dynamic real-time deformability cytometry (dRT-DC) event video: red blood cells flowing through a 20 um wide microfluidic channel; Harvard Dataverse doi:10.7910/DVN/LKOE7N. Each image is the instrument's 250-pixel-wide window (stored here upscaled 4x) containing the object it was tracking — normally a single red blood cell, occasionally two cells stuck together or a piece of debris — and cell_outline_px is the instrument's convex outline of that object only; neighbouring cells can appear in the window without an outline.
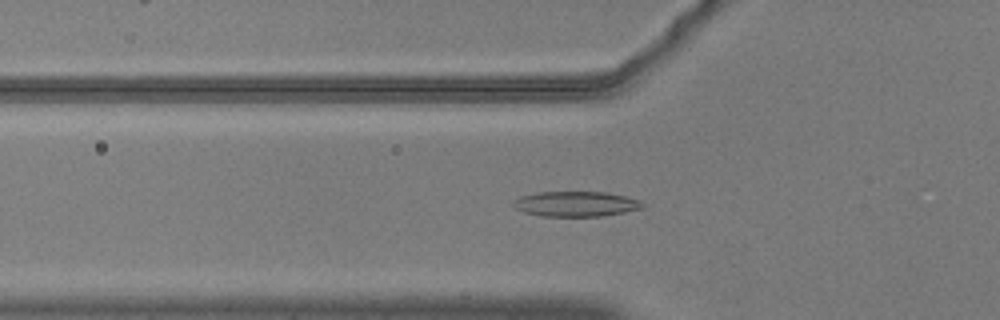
{"species": "common noctule bat (a hibernating species)", "species_latin": "Nyctalus noctula", "temperature_condition": "warm", "stored_images_in_passage": 56, "camera_frame_rate_fps": 3000, "um_per_image_px": 0.085, "animal": {"sex": "male", "body_mass_g": 20.5, "forearm_length_mm": 52.5}, "frame": {"image": 1, "passage_image": 20, "time_ms": 6.333, "image_size_px": [1000, 320], "cell_outline_px": [[644, 208], [604, 216], [540, 216], [524, 212], [516, 208], [512, 204], [512, 200], [520, 196], [540, 192], [604, 192], [624, 196], [640, 200], [644, 204]], "centroid_in_image_um": [48.94, 17.34], "position_along_channel_um": 76.9, "area_um2": 18.96}}
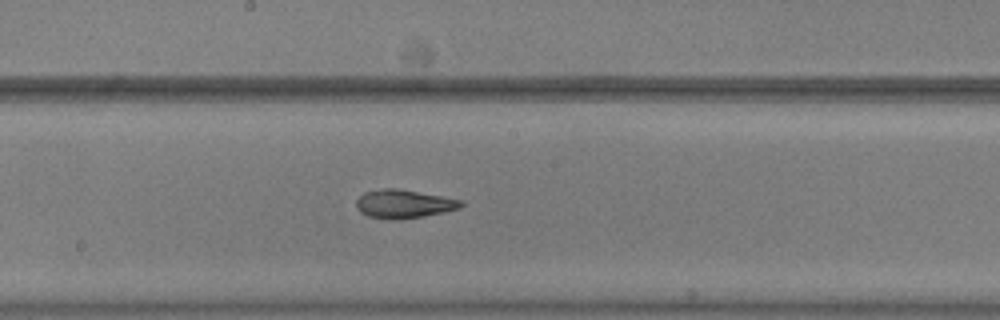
{"frame": {"image": 2, "passage_image": 31, "time_ms": 10.0, "image_size_px": [1000, 320], "cell_outline_px": [[464, 204], [460, 208], [444, 212], [424, 216], [400, 220], [392, 220], [368, 216], [360, 212], [356, 208], [356, 200], [364, 192], [380, 188], [400, 188], [444, 196], [464, 200]], "centroid_in_image_um": [34.34, 17.32], "position_along_channel_um": 213.9, "area_um2": 17.8}}
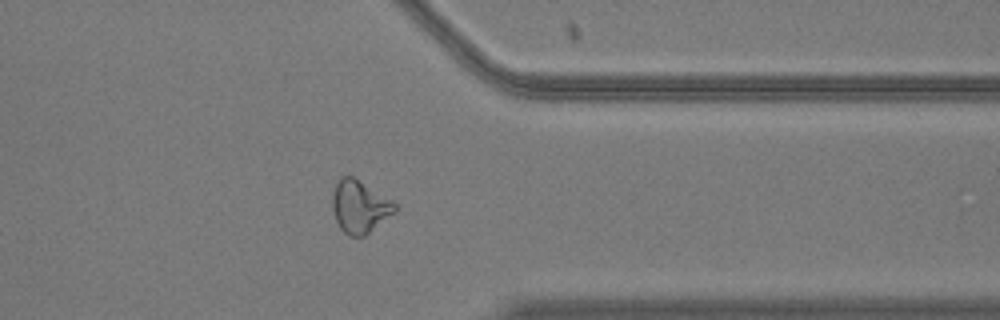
{"frame": {"image": 3, "passage_image": 45, "time_ms": 14.667, "image_size_px": [1000, 320], "cell_outline_px": [[396, 208], [392, 212], [364, 236], [348, 236], [340, 228], [336, 220], [332, 208], [332, 196], [336, 184], [340, 176], [352, 176], [392, 200], [396, 204]], "centroid_in_image_um": [30.52, 17.55], "position_along_channel_um": 380.9, "area_um2": 18.61}, "authors_computed_cell_mechanics": {"area_um2": 18.5538, "velocity_mm_per_s": 3.6969, "shape_relaxation_time_tau1_ms": null, "shape_relaxation_time_tau2_ms": 4.1383, "deformation_change_tau1": null, "deformation_change_tau2": 0.1254}}